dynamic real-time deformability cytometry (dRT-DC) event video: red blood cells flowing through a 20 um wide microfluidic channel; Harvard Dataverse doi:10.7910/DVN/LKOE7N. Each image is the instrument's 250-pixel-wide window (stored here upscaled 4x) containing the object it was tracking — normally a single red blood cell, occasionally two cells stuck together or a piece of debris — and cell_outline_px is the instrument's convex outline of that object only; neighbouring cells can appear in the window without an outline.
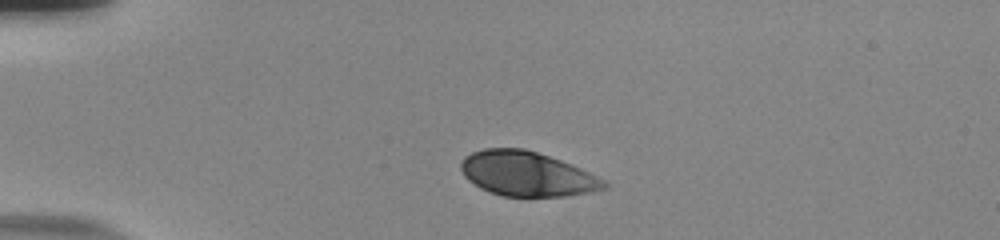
{"species": "human", "species_latin": "Homo sapiens", "temperature_condition": "room temperature", "stored_images_in_passage": 42, "camera_frame_rate_fps": 3000, "um_per_image_px": 0.085, "donor": {"sex": "male"}, "frame": {"image": 1, "passage_image": 1, "time_ms": 0.0, "image_size_px": [1000, 240], "cell_outline_px": [[608, 188], [592, 192], [568, 196], [504, 196], [480, 188], [468, 180], [464, 176], [460, 168], [460, 160], [464, 156], [472, 152], [484, 148], [524, 148], [572, 164], [604, 180], [608, 184]], "centroid_in_image_um": [44.77, 14.77], "position_along_channel_um": 40.2, "area_um2": 37.22}}
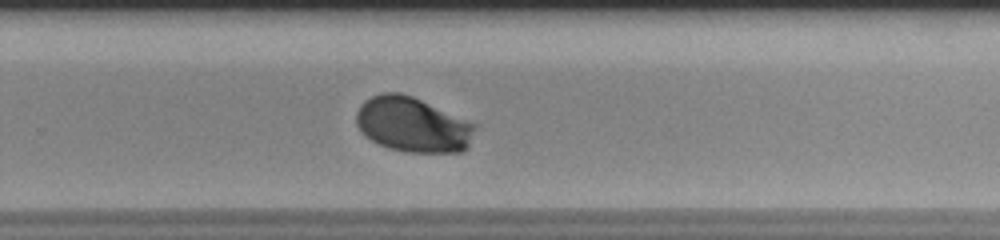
{"frame": {"image": 2, "passage_image": 25, "time_ms": 8.0, "image_size_px": [1000, 240], "cell_outline_px": [[480, 124], [468, 148], [460, 152], [408, 152], [388, 148], [364, 136], [360, 132], [356, 124], [356, 112], [360, 104], [364, 100], [380, 92], [400, 92], [412, 96]], "centroid_in_image_um": [35.12, 10.59], "position_along_channel_um": 294.7, "area_um2": 38.78}}
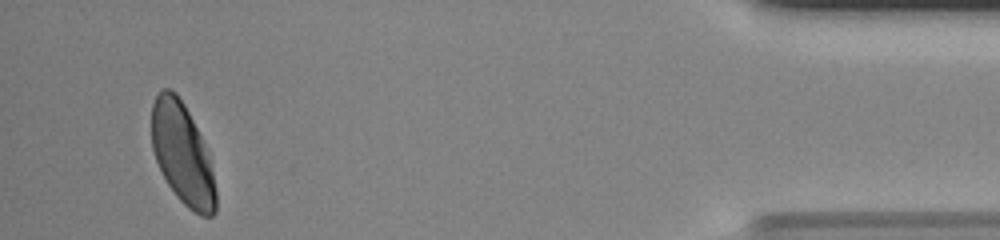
{"frame": {"image": 3, "passage_image": 40, "time_ms": 13.0, "image_size_px": [1000, 240], "cell_outline_px": [[216, 212], [212, 216], [200, 216], [188, 208], [176, 196], [168, 184], [156, 160], [152, 148], [152, 104], [156, 96], [164, 88], [168, 88], [176, 92], [184, 104], [200, 136], [208, 156], [216, 188]], "centroid_in_image_um": [15.5, 13.11], "position_along_channel_um": 419.7, "area_um2": 37.28}, "authors_computed_cell_mechanics": {"area_um2": 38.4081, "velocity_mm_per_s": 3.7519, "shape_relaxation_time_tau1_ms": 2.2337, "shape_relaxation_time_tau2_ms": null, "deformation_change_tau1": 0.1505, "deformation_change_tau2": null}}